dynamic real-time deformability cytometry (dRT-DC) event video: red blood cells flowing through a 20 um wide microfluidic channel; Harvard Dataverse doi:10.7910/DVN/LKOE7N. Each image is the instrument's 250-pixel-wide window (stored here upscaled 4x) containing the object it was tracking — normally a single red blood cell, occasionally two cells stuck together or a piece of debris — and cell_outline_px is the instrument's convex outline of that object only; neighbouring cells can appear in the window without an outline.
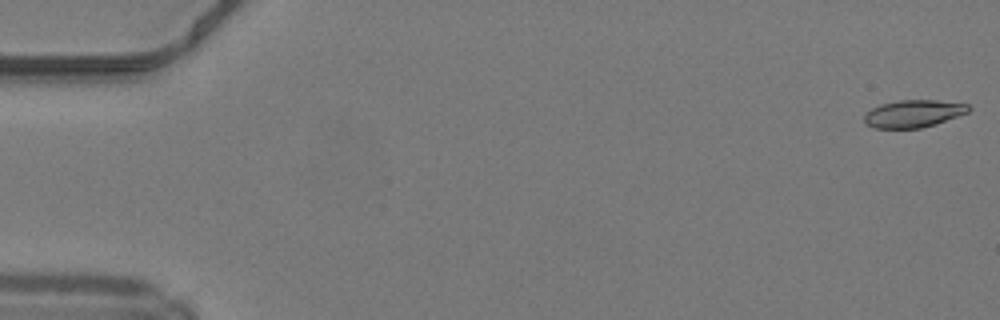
{"species": "common noctule bat (a hibernating species)", "species_latin": "Nyctalus noctula", "temperature_condition": "warm", "stored_images_in_passage": 49, "camera_frame_rate_fps": 3000, "um_per_image_px": 0.085, "animal": {"sex": "male", "body_mass_g": 19.2, "forearm_length_mm": 51.8}, "frame": {"image": 1, "passage_image": 1, "time_ms": 0.0, "image_size_px": [1000, 320], "cell_outline_px": [[972, 108], [968, 112], [936, 124], [920, 128], [876, 128], [864, 124], [864, 116], [872, 108], [880, 104], [900, 100], [936, 100], [968, 104]], "centroid_in_image_um": [77.64, 9.66], "position_along_channel_um": 7.4, "area_um2": 16.65}}
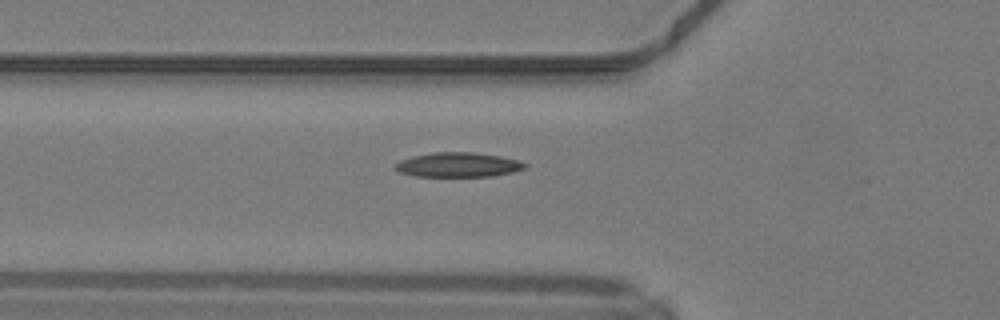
{"frame": {"image": 2, "passage_image": 18, "time_ms": 5.667, "image_size_px": [1000, 320], "cell_outline_px": [[528, 164], [524, 168], [512, 172], [492, 176], [416, 176], [400, 172], [396, 168], [396, 164], [400, 160], [412, 156], [436, 152], [472, 152], [500, 156], [516, 160]], "centroid_in_image_um": [38.94, 14.0], "position_along_channel_um": 86.9, "area_um2": 18.26}}
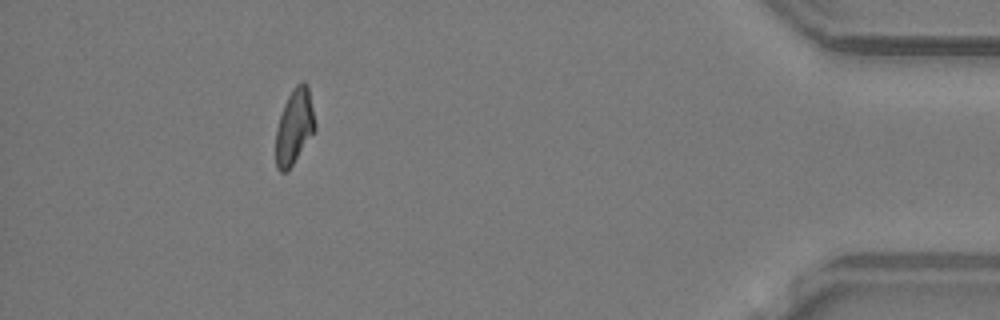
{"frame": {"image": 3, "passage_image": 45, "time_ms": 14.667, "image_size_px": [1000, 320], "cell_outline_px": [[316, 128], [288, 172], [280, 172], [276, 168], [276, 128], [284, 104], [292, 88], [300, 80], [304, 80], [308, 84], [316, 124]], "centroid_in_image_um": [25.02, 10.74], "position_along_channel_um": 410.2, "area_um2": 17.4}, "authors_computed_cell_mechanics": {"area_um2": 17.7446, "velocity_mm_per_s": 4.2226, "shape_relaxation_time_tau1_ms": null, "shape_relaxation_time_tau2_ms": 10.8882, "deformation_change_tau1": null, "deformation_change_tau2": 0.1926}}